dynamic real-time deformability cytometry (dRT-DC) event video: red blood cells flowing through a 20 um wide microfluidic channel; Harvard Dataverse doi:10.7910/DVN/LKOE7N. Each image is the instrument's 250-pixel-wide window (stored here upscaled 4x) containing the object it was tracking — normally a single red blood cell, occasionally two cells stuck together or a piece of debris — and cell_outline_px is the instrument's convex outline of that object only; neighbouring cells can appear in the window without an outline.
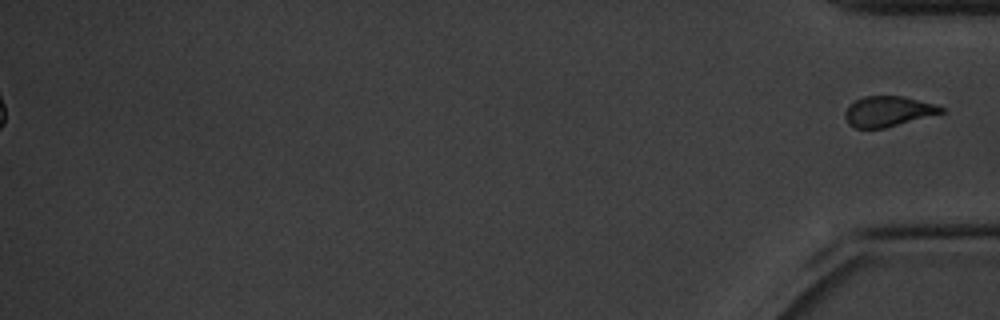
{"species": "common noctule bat (a hibernating species)", "species_latin": "Nyctalus noctula", "temperature_condition": "cold", "stored_images_in_passage": 64, "camera_frame_rate_fps": 3000, "um_per_image_px": 0.085, "animal": {"sex": "male", "body_mass_g": 20.1, "forearm_length_mm": 53.5}, "frame": {"image": 1, "passage_image": 64, "time_ms": 21.0, "image_size_px": [1000, 320], "cell_outline_px": [[944, 112], [884, 128], [856, 128], [848, 124], [844, 116], [844, 112], [848, 104], [864, 96], [904, 96], [936, 104], [944, 108]], "centroid_in_image_um": [75.45, 9.45], "position_along_channel_um": 359.8, "area_um2": 16.99}}